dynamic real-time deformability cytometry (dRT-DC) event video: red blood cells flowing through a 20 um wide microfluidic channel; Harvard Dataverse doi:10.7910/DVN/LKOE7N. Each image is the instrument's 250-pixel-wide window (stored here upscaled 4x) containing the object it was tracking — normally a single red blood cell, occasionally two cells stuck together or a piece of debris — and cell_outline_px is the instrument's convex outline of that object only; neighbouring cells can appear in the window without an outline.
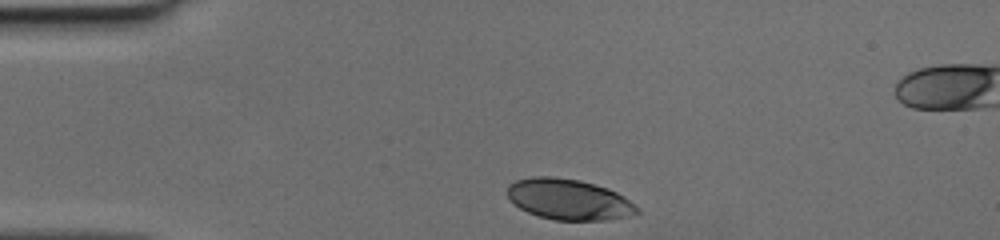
{"species": "human", "species_latin": "Homo sapiens", "temperature_condition": "cold", "stored_images_in_passage": 29, "camera_frame_rate_fps": 3000, "um_per_image_px": 0.085, "donor": {"sex": "female"}, "frame": {"image": 1, "passage_image": 1, "time_ms": 0.0, "image_size_px": [1000, 240], "cell_outline_px": [[640, 212], [628, 216], [612, 220], [556, 220], [540, 216], [528, 212], [512, 204], [508, 196], [508, 184], [516, 180], [532, 176], [552, 176], [580, 180], [608, 188], [624, 196], [640, 208]], "centroid_in_image_um": [48.36, 16.95], "position_along_channel_um": 36.6, "area_um2": 31.04}}
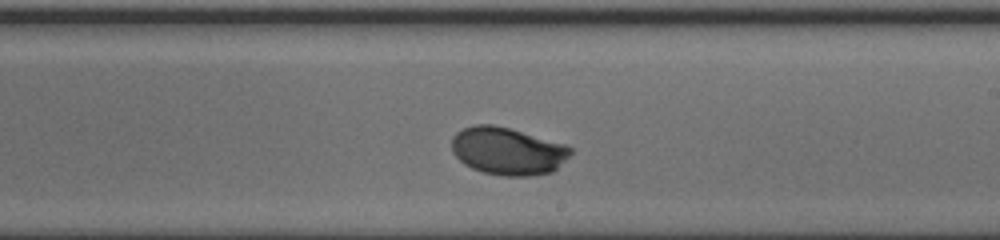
{"frame": {"image": 2, "passage_image": 19, "time_ms": 6.0, "image_size_px": [1000, 240], "cell_outline_px": [[572, 152], [552, 172], [532, 176], [504, 176], [484, 172], [472, 168], [464, 164], [452, 152], [452, 136], [456, 132], [464, 128], [476, 124], [492, 124], [508, 128], [564, 144], [572, 148]], "centroid_in_image_um": [43.12, 12.84], "position_along_channel_um": 245.9, "area_um2": 32.66}}
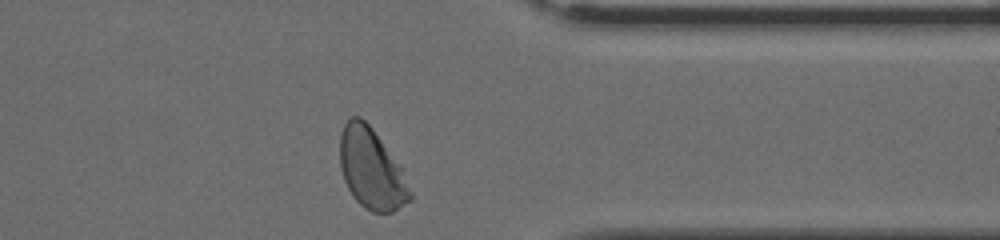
{"frame": {"image": 3, "passage_image": 29, "time_ms": 9.333, "image_size_px": [1000, 240], "cell_outline_px": [[412, 200], [392, 212], [372, 212], [364, 208], [352, 196], [344, 180], [340, 168], [340, 132], [344, 124], [352, 116], [360, 116], [372, 128], [404, 168], [412, 192]], "centroid_in_image_um": [31.6, 14.36], "position_along_channel_um": 379.8, "area_um2": 33.41}}